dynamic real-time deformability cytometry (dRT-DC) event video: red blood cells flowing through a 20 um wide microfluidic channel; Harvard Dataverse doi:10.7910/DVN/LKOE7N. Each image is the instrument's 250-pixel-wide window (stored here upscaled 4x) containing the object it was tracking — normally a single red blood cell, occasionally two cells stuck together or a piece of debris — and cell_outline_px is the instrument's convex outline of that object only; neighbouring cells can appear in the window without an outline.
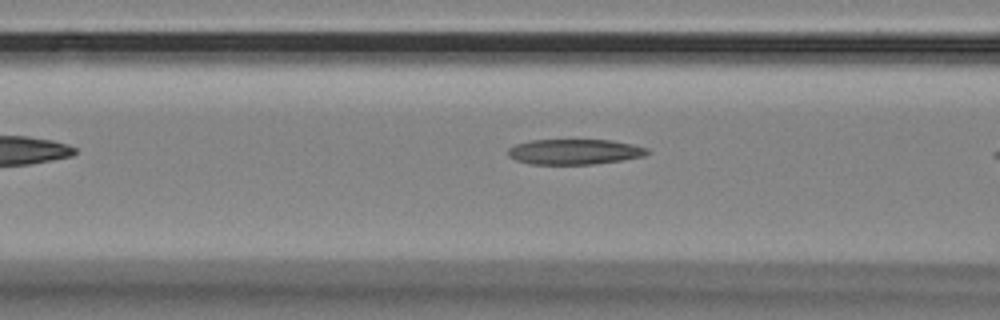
{"species": "Egyptian fruit bat (a non-hibernating species)", "species_latin": "Rousettus aegyptiacus", "temperature_condition": "room temperature", "stored_images_in_passage": 8, "camera_frame_rate_fps": 3000, "um_per_image_px": 0.085, "animal": {"sex": "female"}, "frame": {"image": 1, "passage_image": 6, "time_ms": 1.667, "image_size_px": [1000, 320], "cell_outline_px": [[648, 152], [644, 156], [620, 160], [592, 164], [532, 164], [516, 160], [508, 156], [508, 148], [516, 144], [528, 140], [608, 140], [632, 144], [648, 148]], "centroid_in_image_um": [48.79, 12.89], "position_along_channel_um": 117.8, "area_um2": 20.4}}